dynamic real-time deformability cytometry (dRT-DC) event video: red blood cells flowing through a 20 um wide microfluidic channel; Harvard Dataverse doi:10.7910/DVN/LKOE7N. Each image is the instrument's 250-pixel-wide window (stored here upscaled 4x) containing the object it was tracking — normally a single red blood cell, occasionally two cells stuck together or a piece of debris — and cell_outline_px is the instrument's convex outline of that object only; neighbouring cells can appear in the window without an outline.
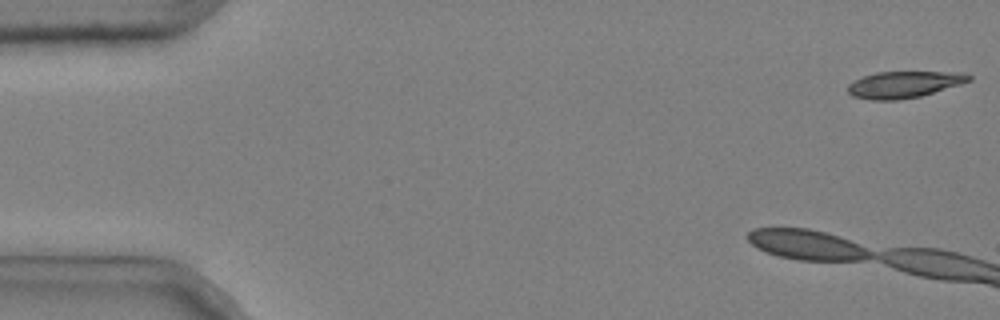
{"species": "common noctule bat (a hibernating species)", "species_latin": "Nyctalus noctula", "temperature_condition": "cold", "stored_images_in_passage": 7, "camera_frame_rate_fps": 3000, "um_per_image_px": 0.085, "animal": {"sex": "male", "body_mass_g": 20.4}, "frame": {"image": 1, "passage_image": 1, "time_ms": 0.0, "image_size_px": [1000, 320], "cell_outline_px": [[972, 80], [960, 84], [920, 96], [896, 100], [872, 100], [852, 96], [848, 92], [848, 84], [864, 76], [876, 72], [964, 72], [972, 76]], "centroid_in_image_um": [76.85, 7.18], "position_along_channel_um": 8.2, "area_um2": 18.61}}